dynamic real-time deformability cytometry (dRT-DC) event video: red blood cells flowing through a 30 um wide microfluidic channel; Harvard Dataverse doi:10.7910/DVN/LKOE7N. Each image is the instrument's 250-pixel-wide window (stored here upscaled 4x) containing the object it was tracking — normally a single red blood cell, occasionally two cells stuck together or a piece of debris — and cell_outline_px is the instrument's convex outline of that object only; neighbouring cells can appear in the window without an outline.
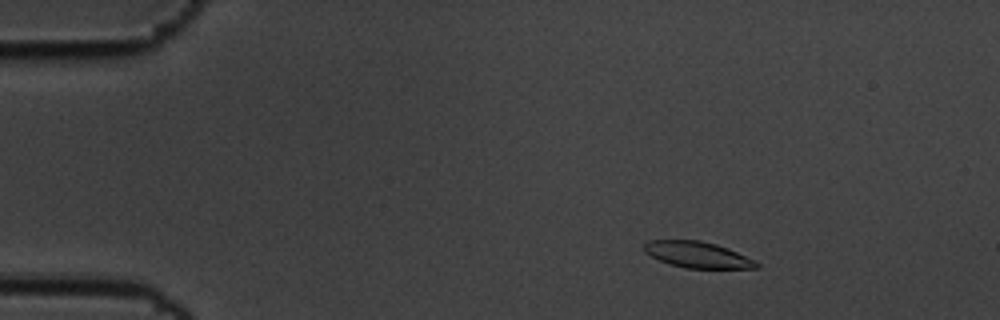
{"species": "common noctule bat (a hibernating species)", "species_latin": "Nyctalus noctula", "temperature_condition": "cold", "stored_images_in_passage": 55, "camera_frame_rate_fps": 3000, "um_per_image_px": 0.085, "animal": {"sex": "male", "body_mass_g": 19.5, "forearm_length_mm": 54.6}, "frame": {"image": 1, "passage_image": 6, "time_ms": 1.667, "image_size_px": [1000, 320], "cell_outline_px": [[760, 268], [684, 268], [668, 264], [644, 252], [644, 244], [648, 240], [700, 240], [716, 244], [728, 248], [756, 260], [760, 264]], "centroid_in_image_um": [59.31, 21.65], "position_along_channel_um": 25.7, "area_um2": 17.22}}
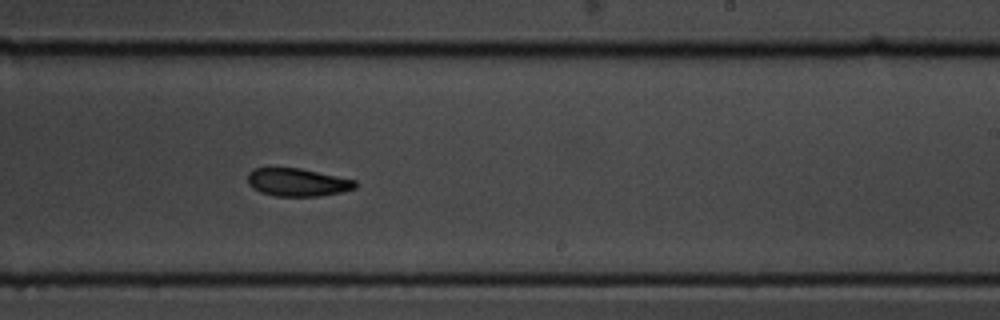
{"frame": {"image": 2, "passage_image": 33, "time_ms": 10.667, "image_size_px": [1000, 320], "cell_outline_px": [[356, 188], [340, 192], [320, 196], [276, 196], [260, 192], [252, 188], [248, 184], [248, 172], [252, 168], [300, 168], [356, 180]], "centroid_in_image_um": [25.26, 15.49], "position_along_channel_um": 263.7, "area_um2": 17.51}}
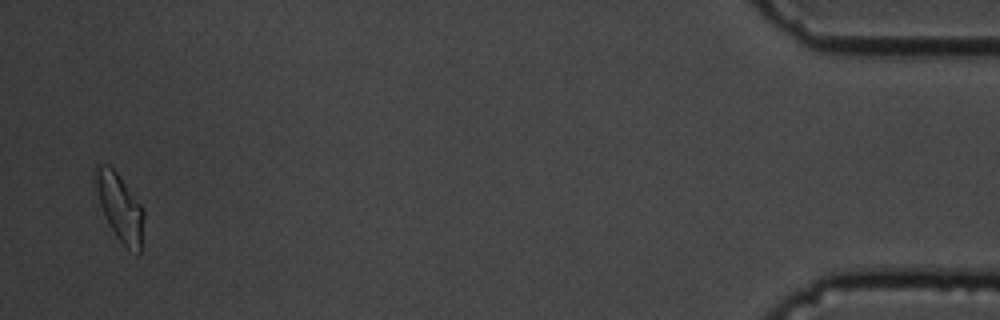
{"frame": {"image": 3, "passage_image": 54, "time_ms": 17.667, "image_size_px": [1000, 320], "cell_outline_px": [[144, 216], [140, 252], [136, 256], [116, 236], [104, 216], [92, 180], [92, 168], [96, 164], [108, 164], [116, 172], [144, 208]], "centroid_in_image_um": [10.14, 17.56], "position_along_channel_um": 425.1, "area_um2": 19.25}, "authors_computed_cell_mechanics": {"area_um2": 18.207, "velocity_mm_per_s": 3.4516, "shape_relaxation_time_tau1_ms": 8.8143, "shape_relaxation_time_tau2_ms": 11.2603, "deformation_change_tau1": 0.1892, "deformation_change_tau2": 0.1638}}